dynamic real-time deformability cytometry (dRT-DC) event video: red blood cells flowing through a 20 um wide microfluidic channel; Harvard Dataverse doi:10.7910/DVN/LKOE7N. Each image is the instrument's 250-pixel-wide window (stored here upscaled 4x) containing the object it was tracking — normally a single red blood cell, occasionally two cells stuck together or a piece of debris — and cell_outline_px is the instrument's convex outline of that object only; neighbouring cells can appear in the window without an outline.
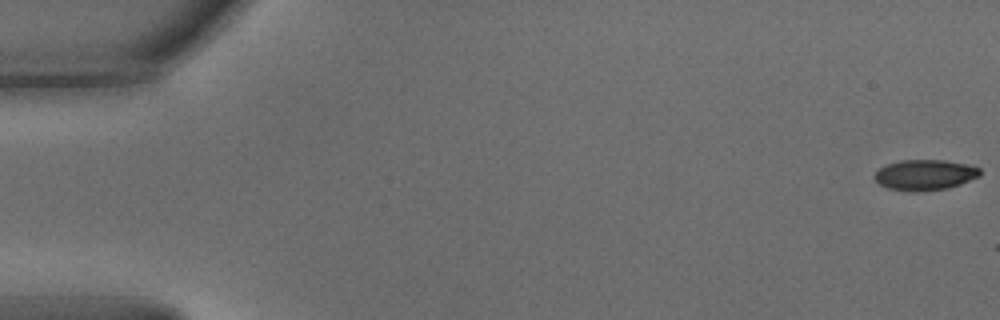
{"species": "common noctule bat (a hibernating species)", "species_latin": "Nyctalus noctula", "temperature_condition": "warm", "stored_images_in_passage": 8, "camera_frame_rate_fps": 3000, "um_per_image_px": 0.085, "animal": {"sex": "male", "body_mass_g": 15.6}, "frame": {"image": 1, "passage_image": 1, "time_ms": 0.0, "image_size_px": [1000, 320], "cell_outline_px": [[980, 176], [960, 184], [948, 188], [916, 192], [908, 192], [888, 188], [880, 184], [872, 176], [880, 168], [888, 164], [900, 160], [944, 160], [964, 164], [980, 168]], "centroid_in_image_um": [78.59, 14.87], "position_along_channel_um": 6.4, "area_um2": 18.73}}